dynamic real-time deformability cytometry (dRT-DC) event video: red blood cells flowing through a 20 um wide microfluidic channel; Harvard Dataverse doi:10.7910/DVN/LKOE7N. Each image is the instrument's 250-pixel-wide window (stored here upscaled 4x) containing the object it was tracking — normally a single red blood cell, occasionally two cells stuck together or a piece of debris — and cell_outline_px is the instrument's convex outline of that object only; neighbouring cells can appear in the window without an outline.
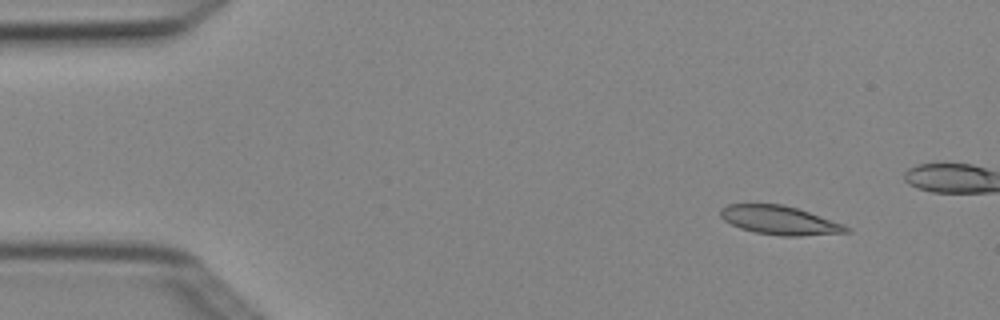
{"species": "Egyptian fruit bat (a non-hibernating species)", "species_latin": "Rousettus aegyptiacus", "temperature_condition": "cold", "stored_images_in_passage": 5, "camera_frame_rate_fps": 3000, "um_per_image_px": 0.085, "animal": {"sex": "female"}, "frame": {"image": 1, "passage_image": 2, "time_ms": 0.333, "image_size_px": [1000, 320], "cell_outline_px": [[852, 232], [800, 236], [780, 236], [756, 232], [740, 228], [724, 220], [720, 216], [720, 208], [728, 204], [784, 204], [844, 224], [852, 228]], "centroid_in_image_um": [66.29, 18.73], "position_along_channel_um": 18.7, "area_um2": 21.1}}